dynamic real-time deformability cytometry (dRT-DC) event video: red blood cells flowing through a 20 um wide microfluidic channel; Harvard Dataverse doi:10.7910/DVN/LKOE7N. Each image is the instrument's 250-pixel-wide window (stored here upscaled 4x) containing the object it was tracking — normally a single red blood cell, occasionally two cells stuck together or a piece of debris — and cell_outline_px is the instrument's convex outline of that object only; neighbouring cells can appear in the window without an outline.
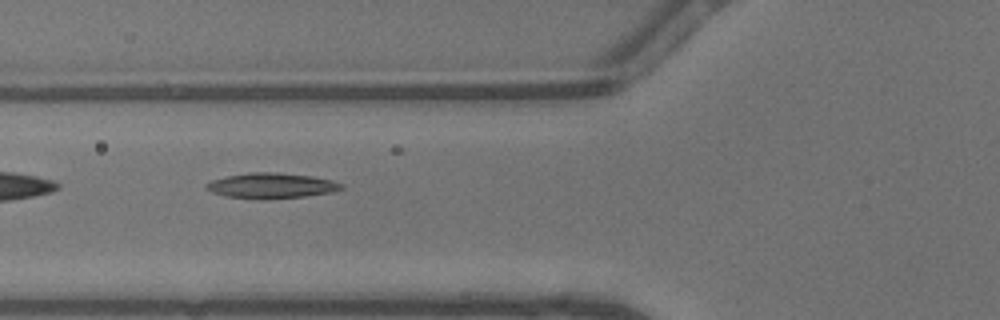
{"species": "common noctule bat (a hibernating species)", "species_latin": "Nyctalus noctula", "temperature_condition": "warm", "stored_images_in_passage": 17, "camera_frame_rate_fps": 3000, "um_per_image_px": 0.085, "animal": {"sex": "male", "body_mass_g": 13.3}, "frame": {"image": 1, "passage_image": 3, "time_ms": 0.667, "image_size_px": [1000, 320], "cell_outline_px": [[344, 188], [332, 192], [304, 196], [264, 200], [260, 200], [224, 196], [212, 192], [204, 188], [204, 184], [212, 180], [228, 176], [248, 172], [276, 172], [312, 176], [332, 180], [344, 184]], "centroid_in_image_um": [23.05, 15.79], "position_along_channel_um": 102.8, "area_um2": 20.23}}
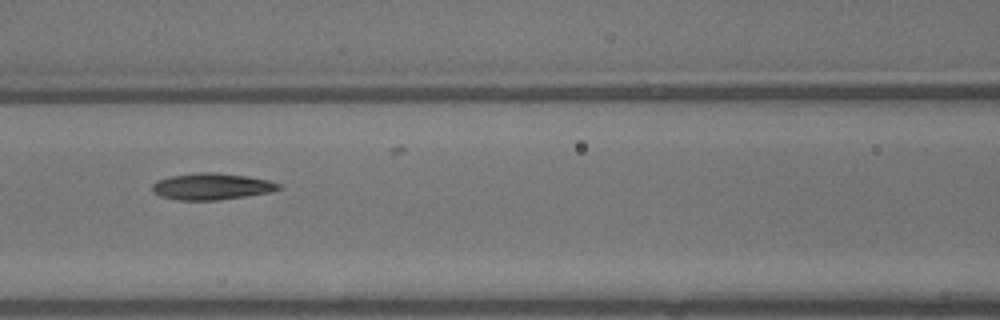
{"frame": {"image": 2, "passage_image": 6, "time_ms": 1.667, "image_size_px": [1000, 320], "cell_outline_px": [[284, 188], [272, 192], [220, 200], [176, 200], [160, 196], [152, 192], [152, 184], [156, 180], [168, 176], [196, 172], [216, 172], [248, 176], [268, 180], [280, 184]], "centroid_in_image_um": [17.98, 15.84], "position_along_channel_um": 148.6, "area_um2": 19.94}}